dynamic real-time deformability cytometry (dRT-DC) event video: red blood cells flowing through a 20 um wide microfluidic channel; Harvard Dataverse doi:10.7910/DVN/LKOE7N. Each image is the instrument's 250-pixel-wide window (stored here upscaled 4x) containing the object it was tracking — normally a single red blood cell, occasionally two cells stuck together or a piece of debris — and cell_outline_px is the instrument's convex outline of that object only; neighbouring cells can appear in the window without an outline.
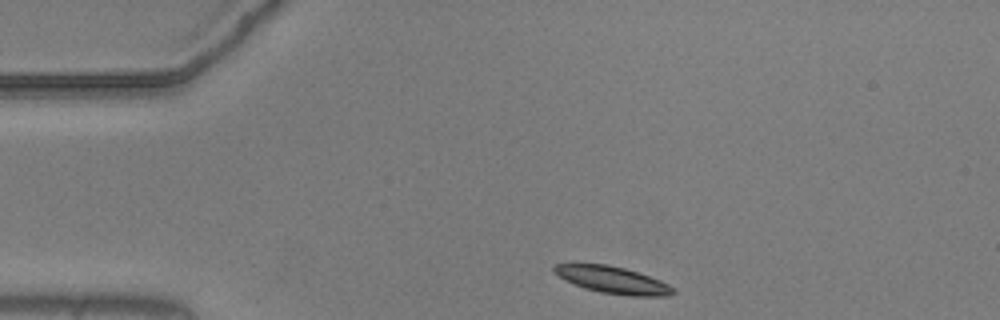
{"species": "common noctule bat (a hibernating species)", "species_latin": "Nyctalus noctula", "temperature_condition": "warm", "stored_images_in_passage": 45, "camera_frame_rate_fps": 3000, "um_per_image_px": 0.085, "animal": {"sex": "male", "body_mass_g": 20.5, "forearm_length_mm": 52.5}, "frame": {"image": 1, "passage_image": 1, "time_ms": 0.0, "image_size_px": [1000, 320], "cell_outline_px": [[676, 292], [668, 296], [628, 296], [600, 292], [584, 288], [552, 272], [552, 268], [556, 264], [608, 264], [624, 268], [660, 280], [676, 288]], "centroid_in_image_um": [52.12, 23.81], "position_along_channel_um": 32.9, "area_um2": 18.55}}
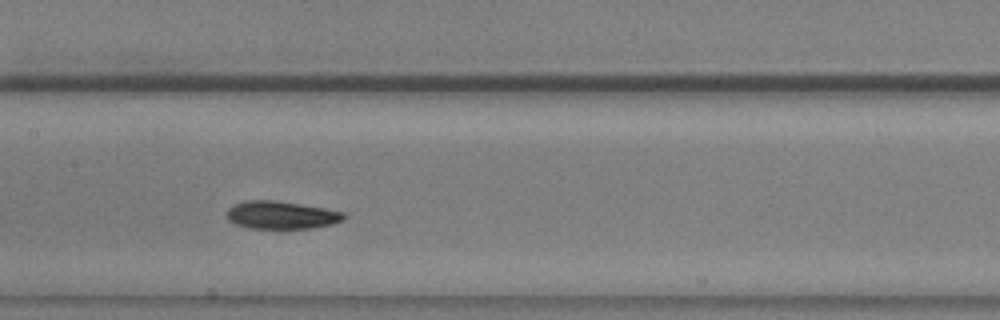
{"frame": {"image": 2, "passage_image": 17, "time_ms": 5.333, "image_size_px": [1000, 320], "cell_outline_px": [[344, 220], [332, 224], [312, 228], [280, 232], [248, 228], [236, 224], [228, 220], [224, 212], [232, 204], [248, 200], [276, 200], [324, 208], [344, 212]], "centroid_in_image_um": [23.85, 18.33], "position_along_channel_um": 183.5, "area_um2": 20.0}}
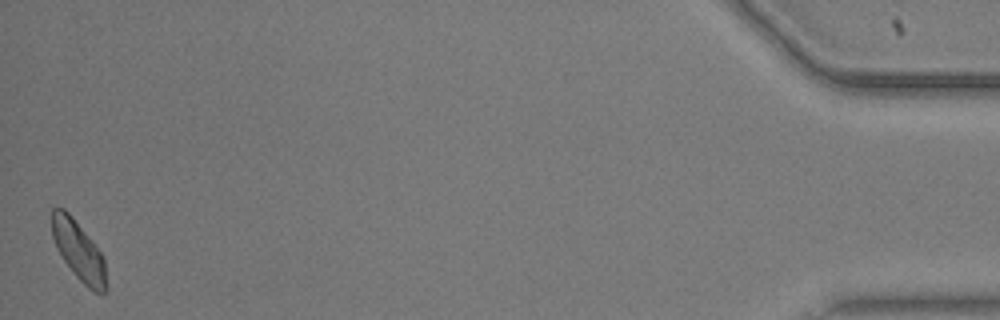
{"frame": {"image": 3, "passage_image": 45, "time_ms": 14.667, "image_size_px": [1000, 320], "cell_outline_px": [[108, 292], [104, 296], [100, 296], [92, 292], [76, 276], [64, 260], [56, 248], [52, 236], [52, 208], [64, 208], [72, 216], [104, 256], [108, 284]], "centroid_in_image_um": [6.75, 21.41], "position_along_channel_um": 428.5, "area_um2": 19.13}, "authors_computed_cell_mechanics": {"area_um2": 18.9584, "velocity_mm_per_s": 3.64, "shape_relaxation_time_tau1_ms": 2.3118, "shape_relaxation_time_tau2_ms": null, "deformation_change_tau1": 0.1073, "deformation_change_tau2": null}}